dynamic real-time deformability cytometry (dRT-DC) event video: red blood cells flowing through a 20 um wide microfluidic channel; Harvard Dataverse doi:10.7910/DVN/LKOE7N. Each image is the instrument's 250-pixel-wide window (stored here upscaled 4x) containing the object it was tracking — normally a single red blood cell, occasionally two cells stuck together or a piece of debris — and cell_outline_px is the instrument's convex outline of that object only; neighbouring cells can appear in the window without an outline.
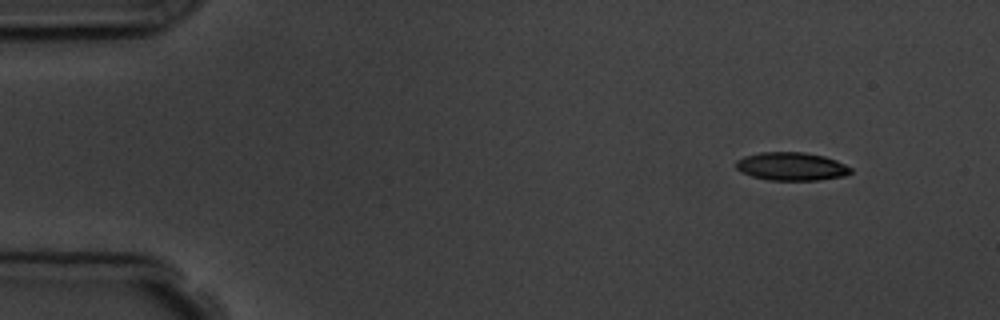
{"species": "common noctule bat (a hibernating species)", "species_latin": "Nyctalus noctula", "temperature_condition": "room temperature", "stored_images_in_passage": 5, "camera_frame_rate_fps": 3000, "um_per_image_px": 0.085, "animal": {"sex": "male", "body_mass_g": 19.5, "forearm_length_mm": 54.6}, "frame": {"image": 1, "passage_image": 1, "time_ms": 0.0, "image_size_px": [1000, 320], "cell_outline_px": [[852, 172], [844, 176], [820, 180], [768, 180], [752, 176], [740, 172], [736, 168], [736, 160], [744, 156], [760, 152], [804, 152], [824, 156], [836, 160], [852, 168]], "centroid_in_image_um": [67.26, 14.14], "position_along_channel_um": 17.7, "area_um2": 18.96}}
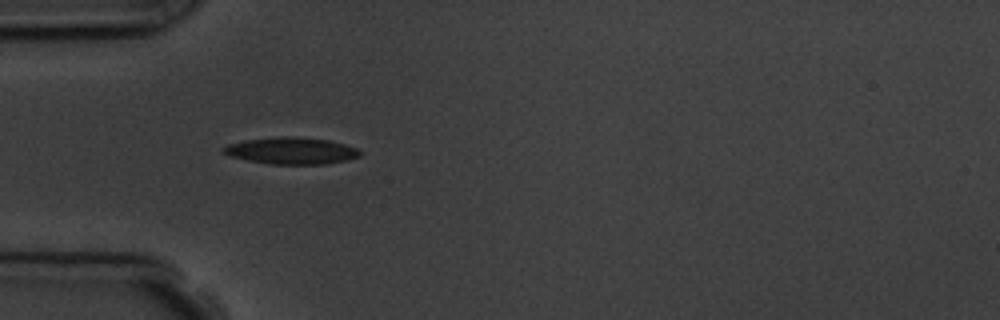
{"frame": {"image": 2, "passage_image": 4, "time_ms": 3.667, "image_size_px": [1000, 320], "cell_outline_px": [[360, 156], [348, 160], [328, 164], [268, 164], [248, 160], [232, 156], [220, 152], [220, 148], [228, 144], [244, 140], [280, 136], [288, 136], [328, 140], [344, 144], [356, 148], [360, 152]], "centroid_in_image_um": [24.73, 12.82], "position_along_channel_um": 60.3, "area_um2": 21.33}}